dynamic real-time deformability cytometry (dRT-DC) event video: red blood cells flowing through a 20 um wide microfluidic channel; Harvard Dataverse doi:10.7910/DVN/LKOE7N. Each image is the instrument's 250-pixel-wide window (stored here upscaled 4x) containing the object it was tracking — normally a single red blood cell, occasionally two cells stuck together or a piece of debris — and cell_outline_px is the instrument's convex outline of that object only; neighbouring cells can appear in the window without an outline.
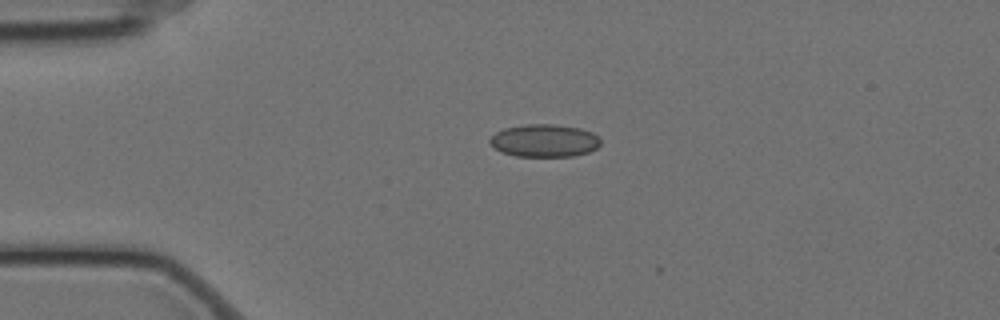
{"species": "Egyptian fruit bat (a non-hibernating species)", "species_latin": "Rousettus aegyptiacus", "temperature_condition": "cold", "stored_images_in_passage": 8, "camera_frame_rate_fps": 3000, "um_per_image_px": 0.085, "animal": {"sex": "female"}, "frame": {"image": 1, "passage_image": 1, "time_ms": 0.0, "image_size_px": [1000, 320], "cell_outline_px": [[600, 144], [596, 148], [588, 152], [572, 156], [516, 156], [500, 152], [488, 144], [488, 140], [496, 132], [504, 128], [524, 124], [556, 124], [580, 128], [592, 132], [600, 140]], "centroid_in_image_um": [46.22, 11.95], "position_along_channel_um": 38.8, "area_um2": 21.21}}
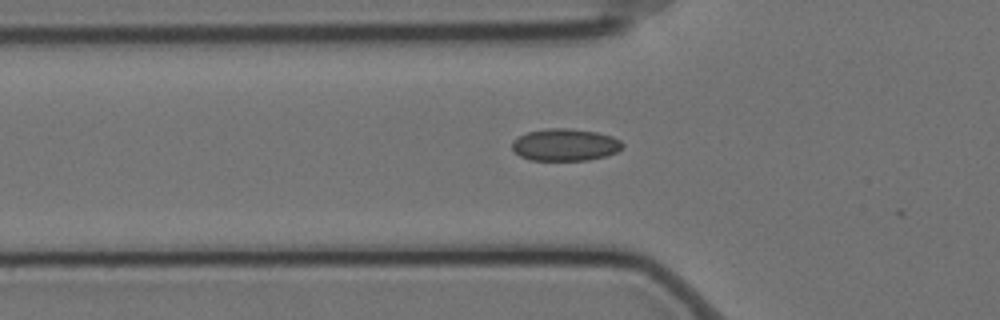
{"frame": {"image": 2, "passage_image": 7, "time_ms": 2.0, "image_size_px": [1000, 320], "cell_outline_px": [[624, 144], [616, 152], [604, 156], [588, 160], [528, 160], [520, 156], [512, 148], [512, 140], [528, 132], [548, 128], [568, 128], [596, 132], [612, 136], [620, 140]], "centroid_in_image_um": [48.02, 12.31], "position_along_channel_um": 77.8, "area_um2": 20.58}}